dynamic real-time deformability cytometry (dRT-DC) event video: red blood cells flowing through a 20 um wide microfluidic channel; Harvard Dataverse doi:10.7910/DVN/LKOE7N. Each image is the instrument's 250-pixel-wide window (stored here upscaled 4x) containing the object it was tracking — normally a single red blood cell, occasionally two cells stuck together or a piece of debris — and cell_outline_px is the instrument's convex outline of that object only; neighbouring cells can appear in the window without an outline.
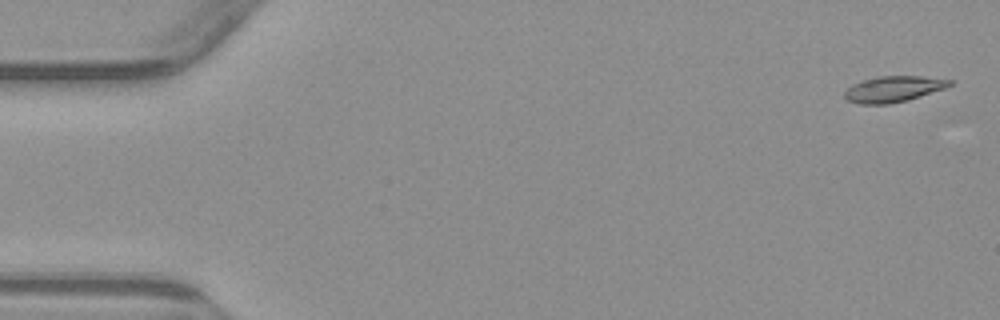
{"species": "common noctule bat (a hibernating species)", "species_latin": "Nyctalus noctula", "temperature_condition": "warm", "stored_images_in_passage": 5, "segment_of_instrument_passage": [1, 2], "camera_frame_rate_fps": 3000, "um_per_image_px": 0.085, "animal": {"sex": "male", "body_mass_g": 23.1, "forearm_length_mm": 52.7}, "frame": {"image": 1, "passage_image": 1, "time_ms": 0.0, "image_size_px": [1000, 320], "cell_outline_px": [[956, 80], [952, 84], [944, 88], [908, 100], [888, 104], [860, 104], [848, 100], [844, 96], [844, 92], [852, 84], [860, 80], [880, 76], [920, 76]], "centroid_in_image_um": [75.94, 7.56], "position_along_channel_um": 9.1, "area_um2": 15.9}}